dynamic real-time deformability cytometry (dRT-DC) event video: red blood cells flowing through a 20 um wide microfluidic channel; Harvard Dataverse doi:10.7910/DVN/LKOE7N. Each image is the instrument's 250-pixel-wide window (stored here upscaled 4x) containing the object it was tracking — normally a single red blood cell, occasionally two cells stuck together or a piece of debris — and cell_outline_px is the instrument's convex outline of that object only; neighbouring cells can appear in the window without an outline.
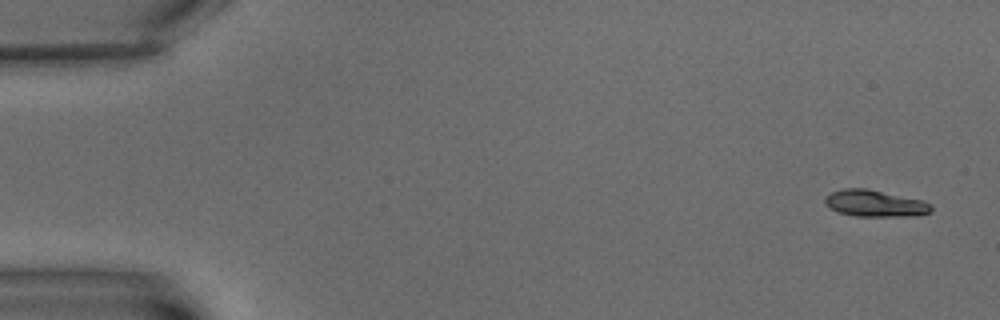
{"species": "common noctule bat (a hibernating species)", "species_latin": "Nyctalus noctula", "temperature_condition": "warm", "stored_images_in_passage": 7, "camera_frame_rate_fps": 3000, "um_per_image_px": 0.085, "animal": {"sex": "male", "body_mass_g": 15.6}, "frame": {"image": 1, "passage_image": 1, "time_ms": 0.0, "image_size_px": [1000, 320], "cell_outline_px": [[932, 212], [916, 216], [856, 216], [836, 212], [828, 208], [824, 204], [824, 196], [832, 192], [844, 188], [868, 188], [920, 200], [928, 204], [932, 208]], "centroid_in_image_um": [74.3, 17.29], "position_along_channel_um": 10.7, "area_um2": 16.59}}
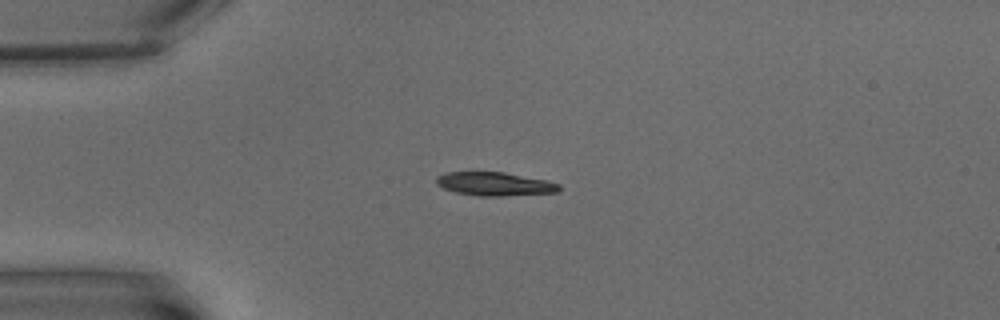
{"frame": {"image": 2, "passage_image": 5, "time_ms": 4.667, "image_size_px": [1000, 320], "cell_outline_px": [[560, 192], [504, 196], [476, 196], [456, 192], [444, 188], [436, 184], [436, 176], [444, 172], [504, 172], [548, 180], [560, 184]], "centroid_in_image_um": [42.07, 15.63], "position_along_channel_um": 42.9, "area_um2": 17.05}}
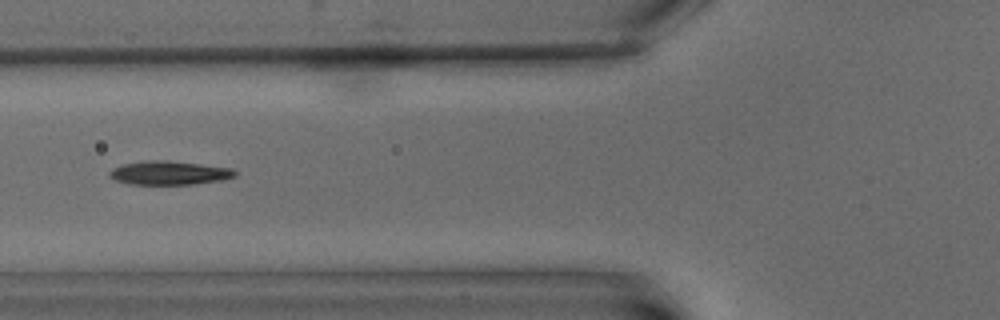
{"frame": {"image": 3, "passage_image": 7, "time_ms": 7.667, "image_size_px": [1000, 320], "cell_outline_px": [[236, 176], [224, 180], [196, 184], [128, 184], [116, 180], [108, 176], [108, 172], [112, 168], [124, 164], [148, 160], [168, 160], [232, 168], [236, 172]], "centroid_in_image_um": [14.39, 14.7], "position_along_channel_um": 111.4, "area_um2": 17.46}}